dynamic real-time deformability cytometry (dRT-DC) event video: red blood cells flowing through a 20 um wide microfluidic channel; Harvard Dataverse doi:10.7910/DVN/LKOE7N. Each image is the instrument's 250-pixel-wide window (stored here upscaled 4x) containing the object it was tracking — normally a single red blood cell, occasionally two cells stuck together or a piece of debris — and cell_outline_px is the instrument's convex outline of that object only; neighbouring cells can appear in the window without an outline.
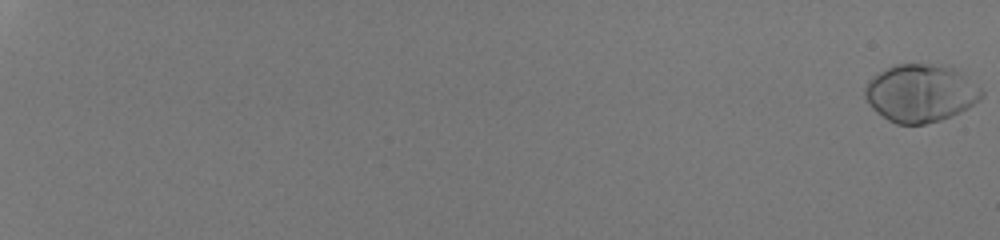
{"species": "human", "species_latin": "Homo sapiens", "temperature_condition": "room temperature", "stored_images_in_passage": 57, "segment_of_instrument_passage": [1, 2], "camera_frame_rate_fps": 3000, "um_per_image_px": 0.085, "donor": {"sex": "male"}, "frame": {"image": 1, "passage_image": 1, "time_ms": 0.0, "image_size_px": [1000, 240], "cell_outline_px": [[984, 96], [980, 100], [968, 108], [960, 112], [940, 120], [924, 124], [896, 124], [888, 120], [876, 112], [868, 104], [864, 96], [864, 88], [872, 76], [876, 72], [892, 64], [940, 64], [952, 68], [980, 88], [984, 92]], "centroid_in_image_um": [78.2, 7.91], "position_along_channel_um": 6.8, "area_um2": 39.36}}
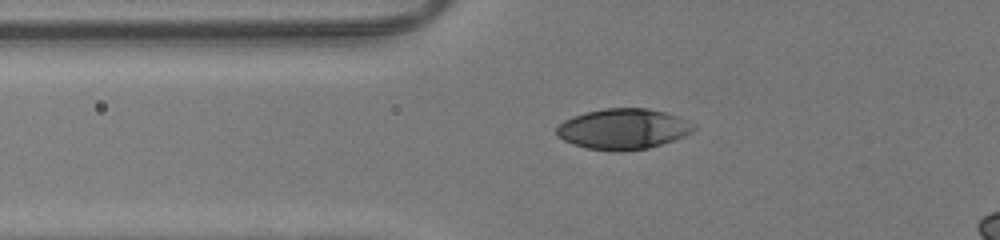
{"frame": {"image": 2, "passage_image": 26, "time_ms": 8.333, "image_size_px": [1000, 240], "cell_outline_px": [[696, 128], [692, 132], [684, 136], [648, 148], [620, 152], [588, 148], [572, 144], [556, 136], [556, 128], [564, 120], [572, 116], [584, 112], [604, 108], [644, 108], [664, 112], [676, 116], [696, 124]], "centroid_in_image_um": [52.94, 10.96], "position_along_channel_um": 72.9, "area_um2": 32.43}}
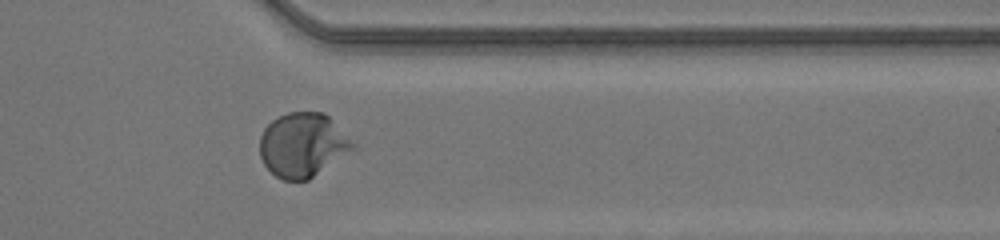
{"frame": {"image": 3, "passage_image": 49, "time_ms": 16.0, "image_size_px": [1000, 240], "cell_outline_px": [[356, 148], [308, 180], [284, 180], [276, 176], [264, 164], [260, 156], [260, 136], [264, 128], [272, 120], [288, 112], [324, 112], [356, 144]], "centroid_in_image_um": [25.73, 12.32], "position_along_channel_um": 385.7, "area_um2": 34.62}}